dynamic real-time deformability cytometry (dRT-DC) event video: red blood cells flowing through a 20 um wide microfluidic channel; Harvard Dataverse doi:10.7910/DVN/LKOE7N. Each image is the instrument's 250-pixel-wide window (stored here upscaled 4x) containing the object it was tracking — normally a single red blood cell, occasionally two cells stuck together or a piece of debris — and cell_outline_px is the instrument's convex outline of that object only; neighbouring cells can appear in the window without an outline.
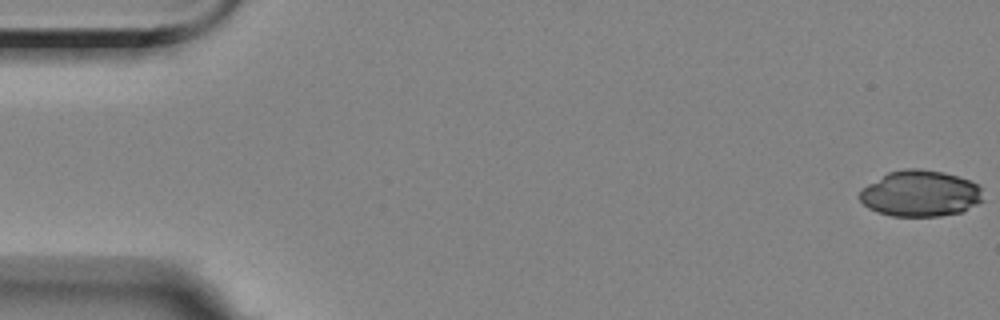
{"species": "Egyptian fruit bat (a non-hibernating species)", "species_latin": "Rousettus aegyptiacus", "temperature_condition": "room temperature", "stored_images_in_passage": 6, "camera_frame_rate_fps": 3000, "um_per_image_px": 0.085, "animal": {"sex": "female"}, "frame": {"image": 1, "passage_image": 1, "time_ms": 0.0, "image_size_px": [1000, 320], "cell_outline_px": [[984, 200], [964, 212], [940, 216], [892, 216], [876, 212], [868, 208], [860, 200], [860, 192], [868, 184], [888, 172], [904, 168], [920, 168], [944, 172], [968, 180], [976, 184], [980, 188]], "centroid_in_image_um": [78.24, 16.46], "position_along_channel_um": 6.8, "area_um2": 33.29}}